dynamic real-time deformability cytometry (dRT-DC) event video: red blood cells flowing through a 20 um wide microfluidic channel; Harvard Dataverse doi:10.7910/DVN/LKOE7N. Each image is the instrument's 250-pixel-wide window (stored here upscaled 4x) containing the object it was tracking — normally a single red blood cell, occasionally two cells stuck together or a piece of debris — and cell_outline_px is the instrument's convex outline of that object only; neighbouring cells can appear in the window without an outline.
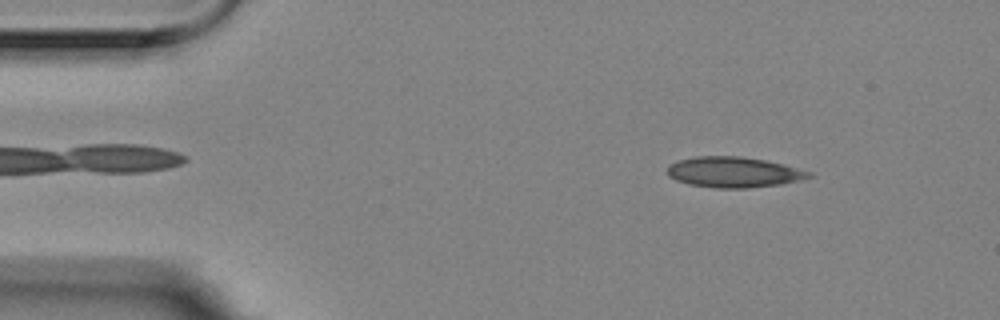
{"species": "Egyptian fruit bat (a non-hibernating species)", "species_latin": "Rousettus aegyptiacus", "temperature_condition": "room temperature", "stored_images_in_passage": 9, "camera_frame_rate_fps": 3000, "um_per_image_px": 0.085, "animal": {"sex": "female"}, "frame": {"image": 1, "passage_image": 1, "time_ms": 0.0, "image_size_px": [1000, 320], "cell_outline_px": [[816, 176], [800, 180], [780, 184], [748, 188], [716, 188], [688, 184], [676, 180], [668, 176], [668, 168], [672, 164], [680, 160], [696, 156], [740, 156], [764, 160], [784, 164], [812, 172]], "centroid_in_image_um": [62.41, 14.64], "position_along_channel_um": 22.6, "area_um2": 25.2}}
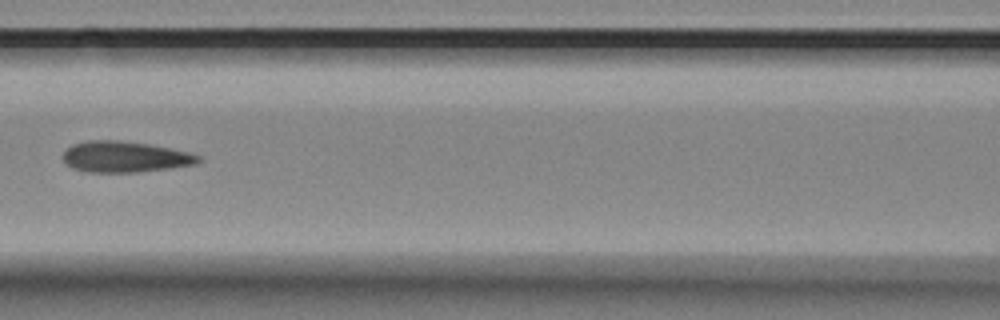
{"frame": {"image": 2, "passage_image": 6, "time_ms": 1.667, "image_size_px": [1000, 320], "cell_outline_px": [[204, 160], [196, 164], [168, 168], [136, 172], [84, 172], [72, 168], [64, 164], [60, 156], [72, 144], [88, 140], [116, 140], [148, 144], [172, 148], [192, 152], [200, 156]], "centroid_in_image_um": [10.6, 13.33], "position_along_channel_um": 156.0, "area_um2": 24.8}}
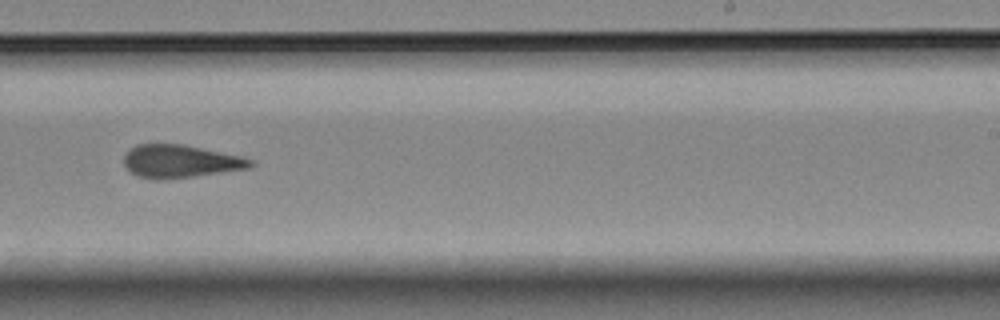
{"frame": {"image": 3, "passage_image": 9, "time_ms": 2.667, "image_size_px": [1000, 320], "cell_outline_px": [[256, 164], [248, 168], [192, 176], [156, 180], [136, 176], [124, 164], [124, 156], [128, 148], [136, 144], [180, 144], [244, 156], [252, 160]], "centroid_in_image_um": [15.31, 13.7], "position_along_channel_um": 273.7, "area_um2": 24.16}}